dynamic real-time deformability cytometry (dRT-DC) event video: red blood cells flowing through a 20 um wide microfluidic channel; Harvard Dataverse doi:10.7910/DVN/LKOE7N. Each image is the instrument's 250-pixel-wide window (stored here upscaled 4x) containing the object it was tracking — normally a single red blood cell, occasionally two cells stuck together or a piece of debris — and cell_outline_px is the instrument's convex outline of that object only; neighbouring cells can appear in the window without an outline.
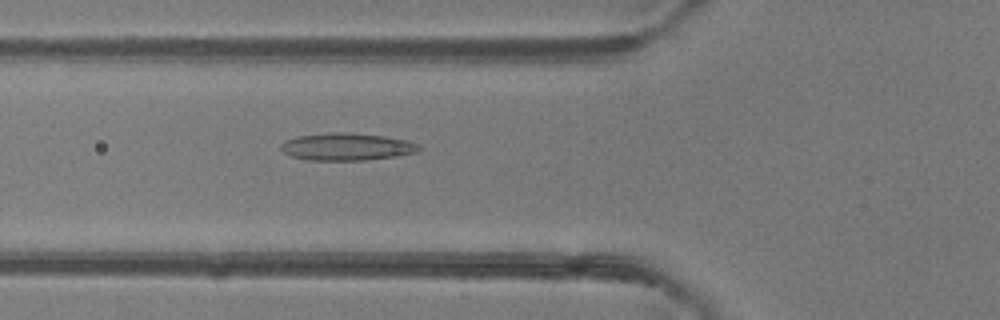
{"species": "common noctule bat (a hibernating species)", "species_latin": "Nyctalus noctula", "temperature_condition": "room temperature", "stored_images_in_passage": 31, "camera_frame_rate_fps": 3000, "um_per_image_px": 0.085, "animal": {"sex": "female"}, "frame": {"image": 1, "passage_image": 6, "time_ms": 1.667, "image_size_px": [1000, 320], "cell_outline_px": [[420, 148], [416, 152], [396, 156], [364, 160], [308, 160], [292, 156], [284, 152], [280, 148], [280, 144], [284, 140], [296, 136], [332, 132], [352, 132], [384, 136], [408, 140], [420, 144]], "centroid_in_image_um": [29.46, 12.46], "position_along_channel_um": 96.3, "area_um2": 22.14}}
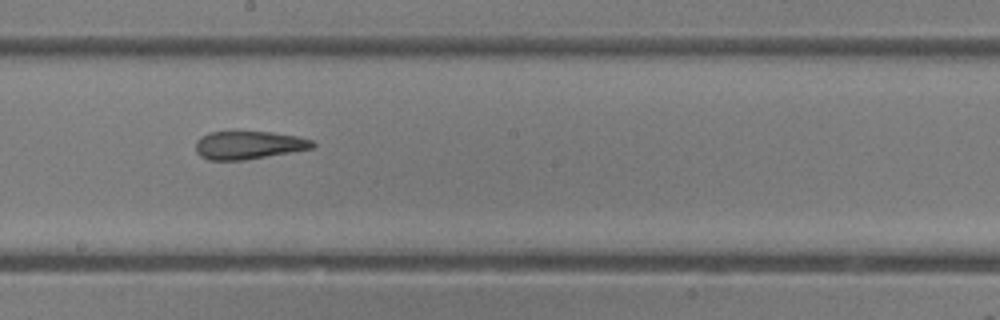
{"frame": {"image": 2, "passage_image": 15, "time_ms": 4.667, "image_size_px": [1000, 320], "cell_outline_px": [[316, 144], [312, 148], [292, 152], [244, 160], [208, 160], [200, 156], [196, 152], [196, 140], [200, 136], [208, 132], [272, 132], [296, 136], [312, 140]], "centroid_in_image_um": [21.1, 12.33], "position_along_channel_um": 227.1, "area_um2": 19.13}}
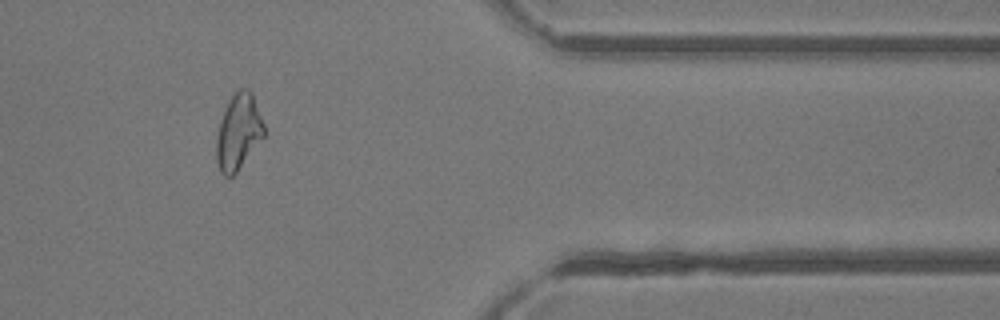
{"frame": {"image": 3, "passage_image": 28, "time_ms": 9.0, "image_size_px": [1000, 320], "cell_outline_px": [[264, 136], [236, 172], [232, 176], [224, 176], [220, 172], [216, 160], [216, 136], [220, 120], [228, 100], [232, 92], [240, 88], [248, 88], [252, 92], [264, 124]], "centroid_in_image_um": [20.24, 11.17], "position_along_channel_um": 391.2, "area_um2": 21.1}, "authors_computed_cell_mechanics": {"area_um2": 20.9814, "velocity_mm_per_s": 4.3355, "shape_relaxation_time_tau1_ms": null, "shape_relaxation_time_tau2_ms": 1.8337, "deformation_change_tau1": null, "deformation_change_tau2": 0.1035}}